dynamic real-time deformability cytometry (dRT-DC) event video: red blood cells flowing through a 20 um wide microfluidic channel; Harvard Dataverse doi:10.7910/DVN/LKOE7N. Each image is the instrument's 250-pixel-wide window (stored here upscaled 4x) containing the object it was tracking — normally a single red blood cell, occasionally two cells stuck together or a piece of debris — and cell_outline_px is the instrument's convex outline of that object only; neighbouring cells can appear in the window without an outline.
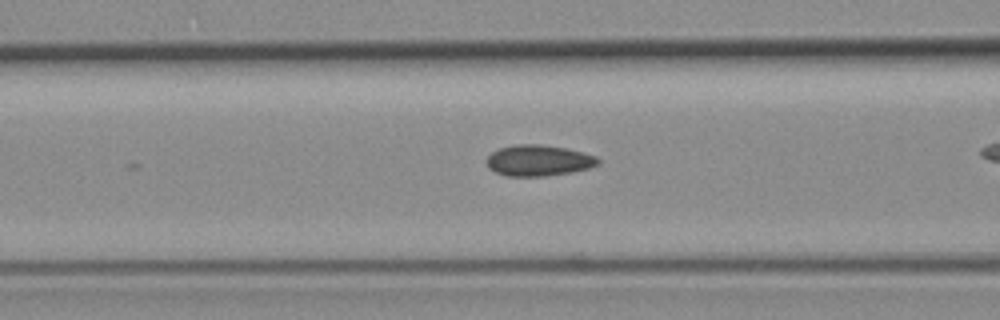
{"species": "common noctule bat (a hibernating species)", "species_latin": "Nyctalus noctula", "temperature_condition": "room temperature", "stored_images_in_passage": 19, "camera_frame_rate_fps": 3000, "um_per_image_px": 0.085, "animal": {"sex": "female", "body_mass_g": 19.3, "forearm_length_mm": 54.1}, "frame": {"image": 1, "passage_image": 8, "time_ms": 2.333, "image_size_px": [1000, 320], "cell_outline_px": [[600, 164], [588, 168], [572, 172], [544, 176], [508, 176], [496, 172], [488, 168], [484, 160], [492, 152], [500, 148], [520, 144], [540, 144], [568, 148], [584, 152], [596, 156], [600, 160]], "centroid_in_image_um": [45.79, 13.64], "position_along_channel_um": 120.8, "area_um2": 20.29}}
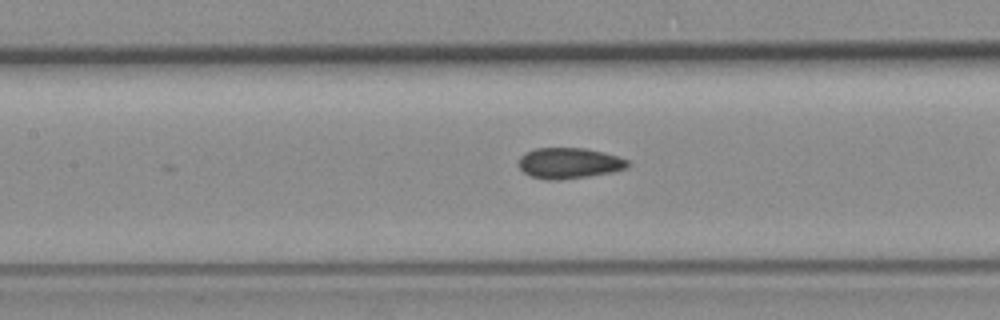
{"frame": {"image": 2, "passage_image": 11, "time_ms": 3.333, "image_size_px": [1000, 320], "cell_outline_px": [[632, 164], [628, 168], [612, 172], [588, 176], [556, 180], [548, 180], [532, 176], [524, 172], [520, 168], [520, 156], [524, 152], [536, 148], [584, 148], [604, 152], [628, 160]], "centroid_in_image_um": [48.41, 13.86], "position_along_channel_um": 159.0, "area_um2": 19.54}}
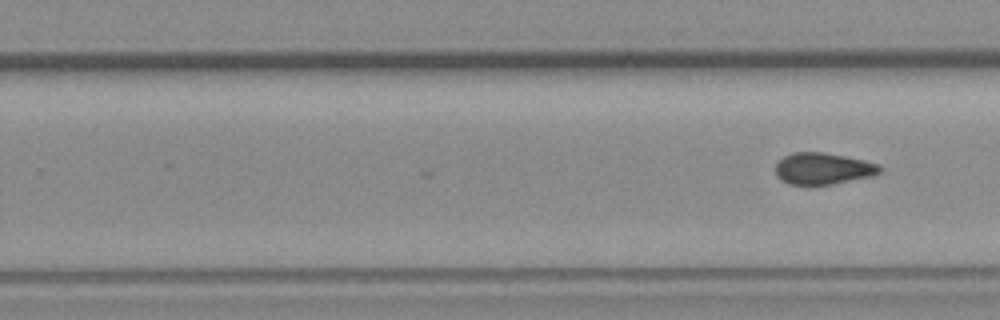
{"frame": {"image": 3, "passage_image": 19, "time_ms": 6.0, "image_size_px": [1000, 320], "cell_outline_px": [[884, 172], [876, 176], [812, 188], [788, 184], [780, 180], [776, 176], [776, 164], [784, 156], [796, 152], [820, 152], [844, 156], [864, 160], [876, 164], [884, 168]], "centroid_in_image_um": [69.98, 14.39], "position_along_channel_um": 259.8, "area_um2": 20.0}}